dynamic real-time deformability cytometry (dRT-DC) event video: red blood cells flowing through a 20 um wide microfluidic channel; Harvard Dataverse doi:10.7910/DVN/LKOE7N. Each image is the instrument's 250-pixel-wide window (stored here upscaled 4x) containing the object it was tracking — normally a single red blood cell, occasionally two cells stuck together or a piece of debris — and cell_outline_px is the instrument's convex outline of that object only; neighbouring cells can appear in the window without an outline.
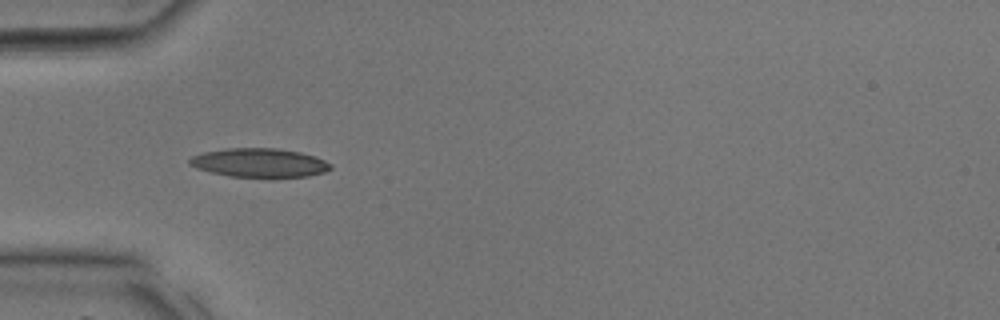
{"species": "common noctule bat (a hibernating species)", "species_latin": "Nyctalus noctula", "temperature_condition": "room temperature", "stored_images_in_passage": 26, "camera_frame_rate_fps": 3000, "um_per_image_px": 0.085, "animal": {"sex": "male", "body_mass_g": 17.9, "forearm_length_mm": 54.2}, "frame": {"image": 1, "passage_image": 1, "time_ms": 0.0, "image_size_px": [1000, 320], "cell_outline_px": [[332, 168], [324, 172], [308, 176], [272, 180], [268, 180], [232, 176], [212, 172], [196, 168], [188, 164], [188, 160], [192, 156], [204, 152], [224, 148], [276, 148], [300, 152], [316, 156], [332, 164]], "centroid_in_image_um": [22.09, 13.87], "position_along_channel_um": 62.9, "area_um2": 24.62}}
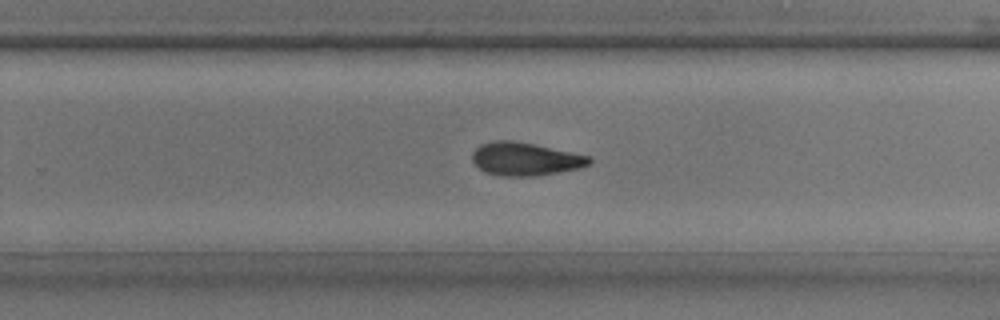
{"frame": {"image": 2, "passage_image": 13, "time_ms": 4.0, "image_size_px": [1000, 320], "cell_outline_px": [[592, 164], [580, 168], [536, 176], [500, 176], [484, 172], [472, 160], [472, 152], [480, 144], [492, 140], [512, 140], [592, 156]], "centroid_in_image_um": [44.65, 13.51], "position_along_channel_um": 285.1, "area_um2": 22.72}}
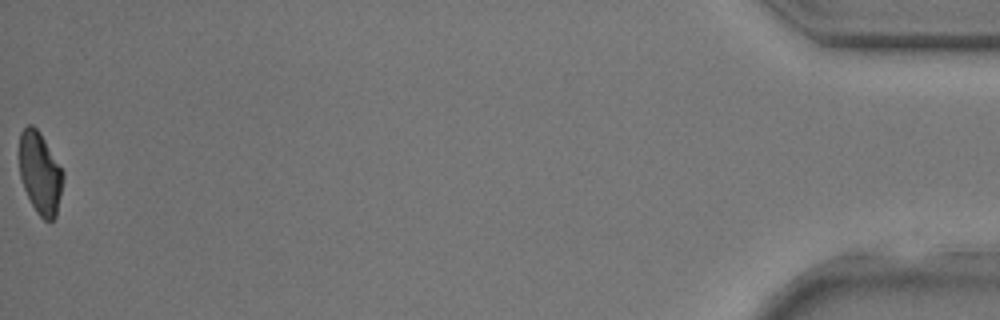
{"frame": {"image": 3, "passage_image": 26, "time_ms": 8.333, "image_size_px": [1000, 320], "cell_outline_px": [[64, 176], [56, 216], [52, 220], [44, 220], [36, 212], [24, 188], [20, 176], [20, 132], [28, 124], [32, 124], [40, 132], [64, 172]], "centroid_in_image_um": [3.41, 14.7], "position_along_channel_um": 431.8, "area_um2": 20.69}}